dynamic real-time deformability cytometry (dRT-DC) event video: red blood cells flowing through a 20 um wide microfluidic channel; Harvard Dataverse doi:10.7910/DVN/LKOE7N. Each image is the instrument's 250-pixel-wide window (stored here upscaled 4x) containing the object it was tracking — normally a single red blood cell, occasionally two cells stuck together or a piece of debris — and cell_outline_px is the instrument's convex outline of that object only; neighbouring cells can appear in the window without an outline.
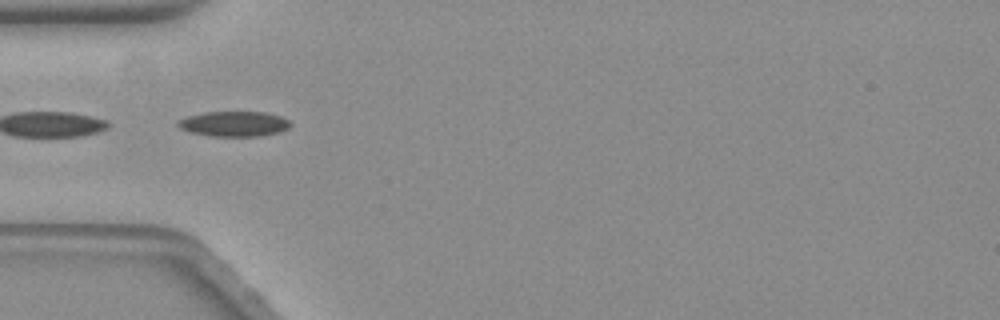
{"species": "common noctule bat (a hibernating species)", "species_latin": "Nyctalus noctula", "temperature_condition": "warm", "stored_images_in_passage": 22, "segment_of_instrument_passage": [2, 2], "camera_frame_rate_fps": 3000, "um_per_image_px": 0.085, "animal": {"sex": "female", "body_mass_g": 19.3, "forearm_length_mm": 54.1}, "frame": {"image": 1, "passage_image": 19, "time_ms": 6.0, "image_size_px": [1000, 320], "cell_outline_px": [[292, 124], [288, 128], [276, 132], [260, 136], [212, 136], [192, 132], [180, 128], [176, 124], [176, 120], [188, 116], [204, 112], [268, 112], [280, 116], [288, 120]], "centroid_in_image_um": [19.88, 10.52], "position_along_channel_um": 65.1, "area_um2": 16.42}}